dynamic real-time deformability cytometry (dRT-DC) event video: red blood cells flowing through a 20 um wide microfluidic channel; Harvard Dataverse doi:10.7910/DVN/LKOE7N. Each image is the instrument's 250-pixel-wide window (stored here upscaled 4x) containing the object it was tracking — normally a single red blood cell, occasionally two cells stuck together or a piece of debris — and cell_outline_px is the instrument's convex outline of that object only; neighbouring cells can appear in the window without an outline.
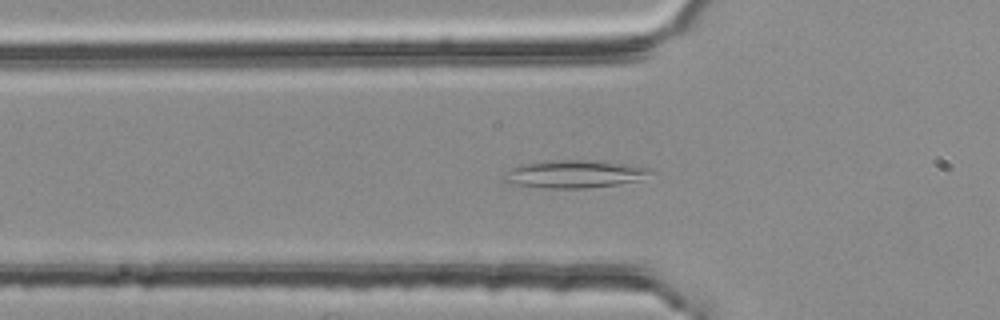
{"species": "common noctule bat (a hibernating species)", "species_latin": "Nyctalus noctula", "temperature_condition": "room temperature", "stored_images_in_passage": 52, "camera_frame_rate_fps": 3000, "um_per_image_px": 0.085, "animal": {"sex": "female", "body_mass_g": 25.1}, "frame": {"image": 1, "passage_image": 17, "time_ms": 5.333, "image_size_px": [1000, 320], "cell_outline_px": [[652, 168], [640, 180], [616, 184], [584, 188], [536, 188], [504, 184], [500, 180], [500, 176], [512, 168], [520, 164], [544, 160], [604, 160]], "centroid_in_image_um": [48.66, 14.79], "position_along_channel_um": 77.1, "area_um2": 24.28}}
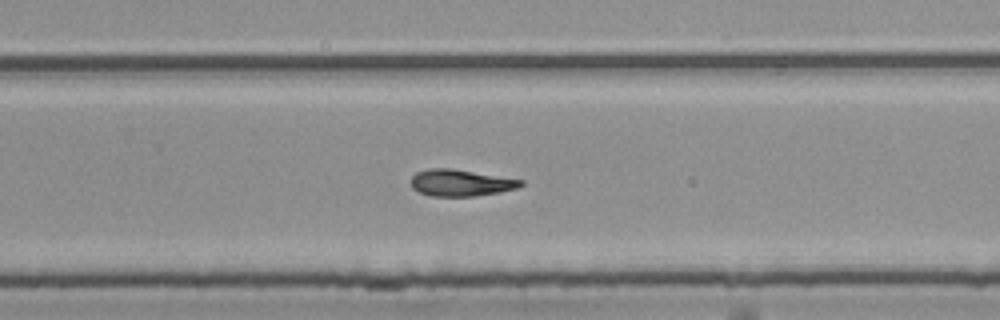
{"frame": {"image": 2, "passage_image": 34, "time_ms": 11.0, "image_size_px": [1000, 320], "cell_outline_px": [[524, 184], [516, 188], [500, 192], [472, 196], [432, 196], [420, 192], [412, 188], [412, 176], [416, 172], [428, 168], [452, 168], [524, 180]], "centroid_in_image_um": [39.16, 15.53], "position_along_channel_um": 290.6, "area_um2": 16.99}}
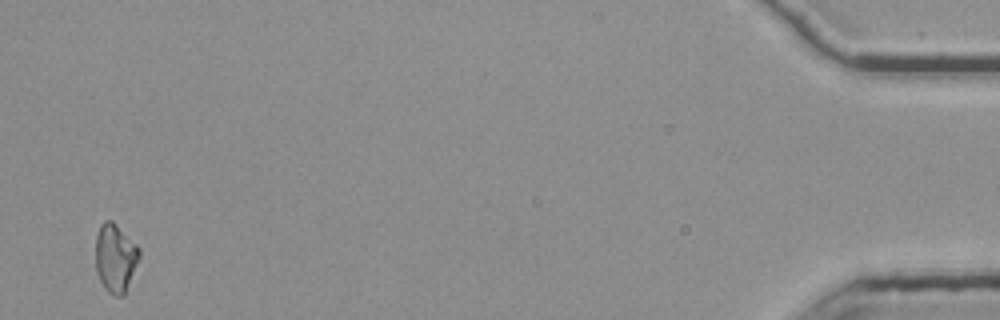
{"frame": {"image": 3, "passage_image": 52, "time_ms": 17.0, "image_size_px": [1000, 320], "cell_outline_px": [[140, 256], [124, 296], [116, 296], [108, 292], [104, 288], [96, 272], [96, 236], [100, 224], [104, 220], [112, 220], [140, 248]], "centroid_in_image_um": [9.8, 21.92], "position_along_channel_um": 425.4, "area_um2": 17.46}}